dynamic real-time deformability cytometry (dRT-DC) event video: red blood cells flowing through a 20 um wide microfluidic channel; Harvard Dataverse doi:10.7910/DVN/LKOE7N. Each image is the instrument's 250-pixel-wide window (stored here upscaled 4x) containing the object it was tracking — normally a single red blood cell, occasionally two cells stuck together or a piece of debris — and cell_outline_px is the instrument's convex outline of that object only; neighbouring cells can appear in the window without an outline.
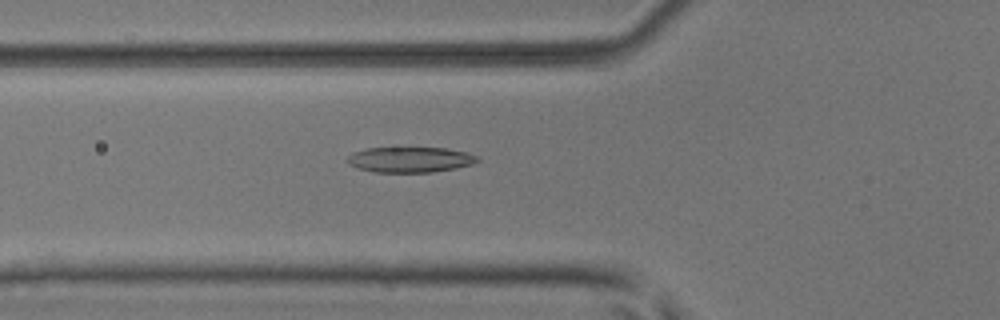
{"species": "common noctule bat (a hibernating species)", "species_latin": "Nyctalus noctula", "temperature_condition": "room temperature", "stored_images_in_passage": 41, "camera_frame_rate_fps": 3000, "um_per_image_px": 0.085, "animal": {"sex": "male", "body_mass_g": 17.9, "forearm_length_mm": 54.2}, "frame": {"image": 1, "passage_image": 12, "time_ms": 3.667, "image_size_px": [1000, 320], "cell_outline_px": [[480, 160], [472, 164], [456, 168], [432, 172], [376, 172], [356, 168], [348, 164], [348, 156], [352, 152], [368, 148], [448, 148], [480, 156]], "centroid_in_image_um": [34.87, 13.57], "position_along_channel_um": 90.9, "area_um2": 19.31}}
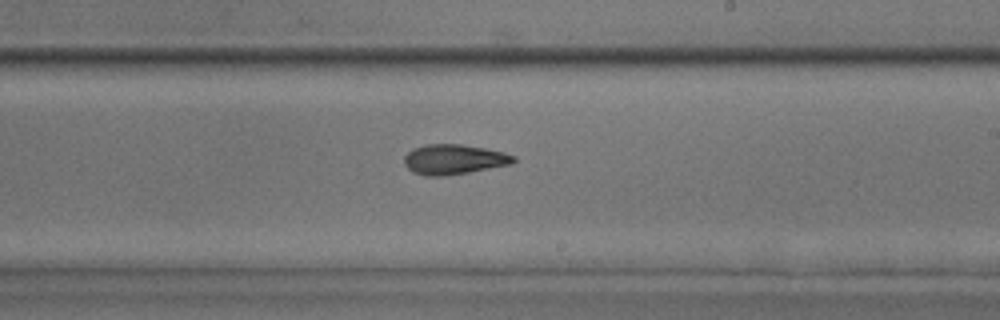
{"frame": {"image": 2, "passage_image": 24, "time_ms": 7.667, "image_size_px": [1000, 320], "cell_outline_px": [[516, 160], [512, 164], [468, 172], [440, 176], [424, 176], [412, 172], [404, 164], [404, 156], [412, 148], [424, 144], [460, 144], [484, 148], [504, 152], [516, 156]], "centroid_in_image_um": [38.56, 13.54], "position_along_channel_um": 250.4, "area_um2": 19.19}}
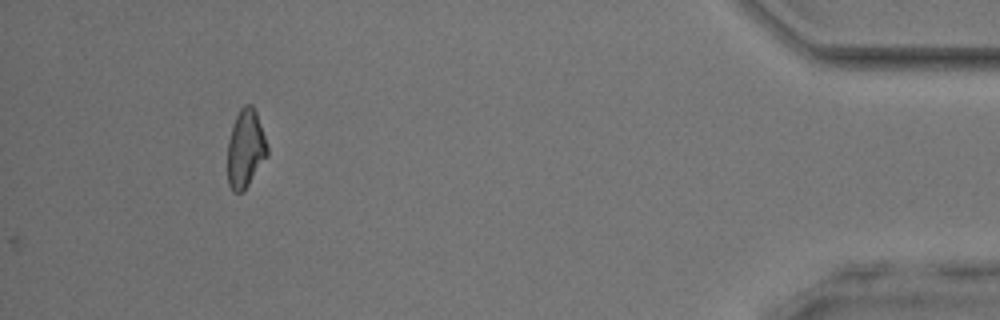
{"frame": {"image": 3, "passage_image": 41, "time_ms": 13.333, "image_size_px": [1000, 320], "cell_outline_px": [[268, 156], [248, 184], [240, 192], [232, 192], [228, 184], [228, 140], [236, 116], [240, 108], [244, 104], [252, 104], [256, 112], [268, 148]], "centroid_in_image_um": [20.86, 12.63], "position_along_channel_um": 414.3, "area_um2": 17.86}, "authors_computed_cell_mechanics": {"area_um2": 18.9584, "velocity_mm_per_s": 3.9965, "shape_relaxation_time_tau1_ms": 5.1873, "shape_relaxation_time_tau2_ms": 2.2187, "deformation_change_tau1": 0.1646, "deformation_change_tau2": 0.0923}}